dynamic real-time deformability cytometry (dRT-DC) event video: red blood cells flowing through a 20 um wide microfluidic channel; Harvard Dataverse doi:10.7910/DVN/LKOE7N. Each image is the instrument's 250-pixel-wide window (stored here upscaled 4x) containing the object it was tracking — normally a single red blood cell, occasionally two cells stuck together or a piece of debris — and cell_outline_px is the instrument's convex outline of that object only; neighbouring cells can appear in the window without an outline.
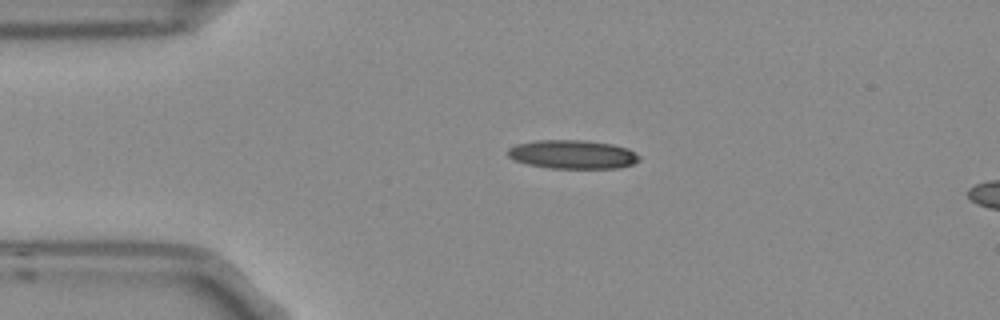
{"species": "Egyptian fruit bat (a non-hibernating species)", "species_latin": "Rousettus aegyptiacus", "temperature_condition": "room temperature", "stored_images_in_passage": 5, "segment_of_instrument_passage": [1, 2], "camera_frame_rate_fps": 3000, "um_per_image_px": 0.085, "frame": {"image": 1, "passage_image": 3, "time_ms": 0.667, "image_size_px": [1000, 320], "cell_outline_px": [[640, 160], [632, 164], [620, 168], [548, 168], [528, 164], [516, 160], [508, 156], [508, 148], [516, 144], [536, 140], [584, 140], [612, 144], [628, 148], [640, 156]], "centroid_in_image_um": [48.69, 13.12], "position_along_channel_um": 36.3, "area_um2": 22.02}}